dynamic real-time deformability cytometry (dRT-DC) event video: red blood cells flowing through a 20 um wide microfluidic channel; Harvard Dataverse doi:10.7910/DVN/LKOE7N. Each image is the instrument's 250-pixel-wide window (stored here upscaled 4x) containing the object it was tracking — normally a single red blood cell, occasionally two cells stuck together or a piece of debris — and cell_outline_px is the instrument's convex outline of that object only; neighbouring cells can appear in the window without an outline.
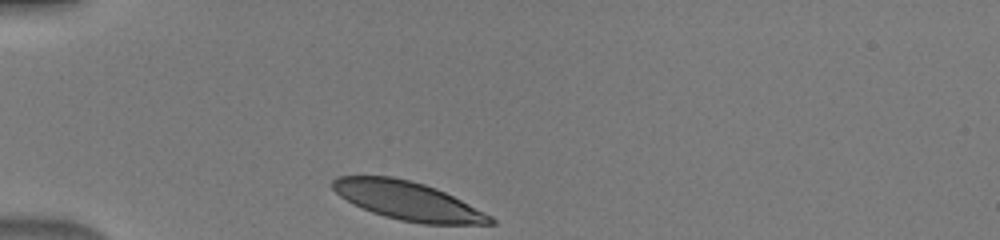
{"species": "human", "species_latin": "Homo sapiens", "temperature_condition": "warm", "stored_images_in_passage": 30, "camera_frame_rate_fps": 3000, "um_per_image_px": 0.085, "donor": {"sex": "male"}, "frame": {"image": 1, "passage_image": 1, "time_ms": 0.0, "image_size_px": [1000, 240], "cell_outline_px": [[496, 224], [424, 224], [400, 220], [384, 216], [372, 212], [340, 196], [332, 188], [332, 180], [336, 176], [392, 176], [424, 184], [436, 188], [492, 216], [496, 220]], "centroid_in_image_um": [34.67, 17.07], "position_along_channel_um": 50.3, "area_um2": 34.91}}
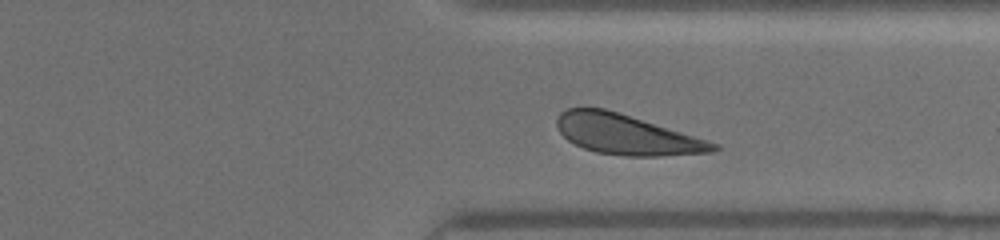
{"frame": {"image": 2, "passage_image": 26, "time_ms": 8.333, "image_size_px": [1000, 240], "cell_outline_px": [[720, 148], [712, 152], [660, 156], [624, 156], [596, 152], [584, 148], [568, 140], [560, 132], [556, 124], [556, 120], [560, 112], [568, 108], [604, 108], [708, 140], [720, 144]], "centroid_in_image_um": [53.25, 11.44], "position_along_channel_um": 358.1, "area_um2": 36.18}}
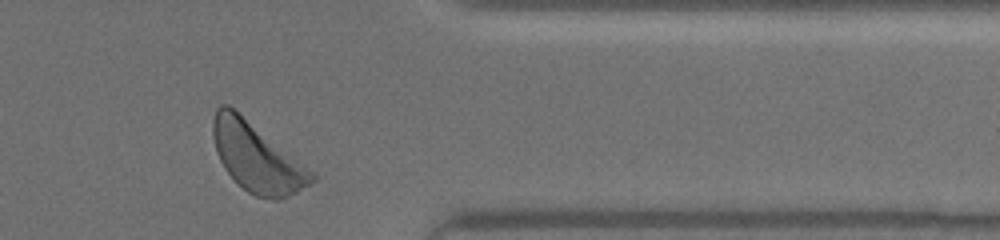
{"frame": {"image": 3, "passage_image": 29, "time_ms": 9.333, "image_size_px": [1000, 240], "cell_outline_px": [[316, 180], [296, 192], [280, 200], [272, 200], [256, 196], [248, 192], [224, 168], [216, 152], [212, 136], [212, 124], [216, 108], [220, 104], [228, 104], [312, 172], [316, 176]], "centroid_in_image_um": [21.78, 13.39], "position_along_channel_um": 389.6, "area_um2": 38.61}}